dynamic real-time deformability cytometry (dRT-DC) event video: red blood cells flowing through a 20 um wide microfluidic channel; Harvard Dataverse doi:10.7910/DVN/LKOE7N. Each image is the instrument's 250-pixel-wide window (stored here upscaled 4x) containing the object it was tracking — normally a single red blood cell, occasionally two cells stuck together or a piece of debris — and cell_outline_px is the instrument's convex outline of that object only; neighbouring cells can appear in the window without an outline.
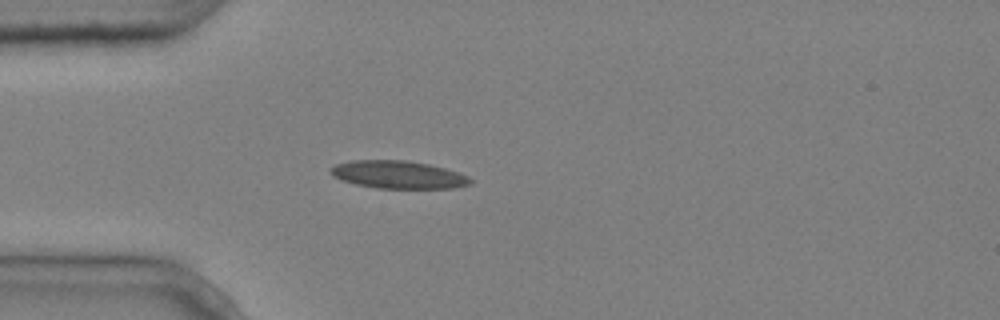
{"species": "common noctule bat (a hibernating species)", "species_latin": "Nyctalus noctula", "temperature_condition": "cold", "stored_images_in_passage": 3, "camera_frame_rate_fps": 3000, "um_per_image_px": 0.085, "animal": {"sex": "male", "body_mass_g": 20.4}, "frame": {"image": 1, "passage_image": 3, "time_ms": 0.667, "image_size_px": [1000, 320], "cell_outline_px": [[472, 184], [452, 188], [376, 188], [356, 184], [340, 180], [332, 176], [332, 168], [336, 164], [352, 160], [404, 160], [428, 164], [460, 172], [468, 176], [472, 180]], "centroid_in_image_um": [33.87, 14.85], "position_along_channel_um": 51.1, "area_um2": 22.54}}